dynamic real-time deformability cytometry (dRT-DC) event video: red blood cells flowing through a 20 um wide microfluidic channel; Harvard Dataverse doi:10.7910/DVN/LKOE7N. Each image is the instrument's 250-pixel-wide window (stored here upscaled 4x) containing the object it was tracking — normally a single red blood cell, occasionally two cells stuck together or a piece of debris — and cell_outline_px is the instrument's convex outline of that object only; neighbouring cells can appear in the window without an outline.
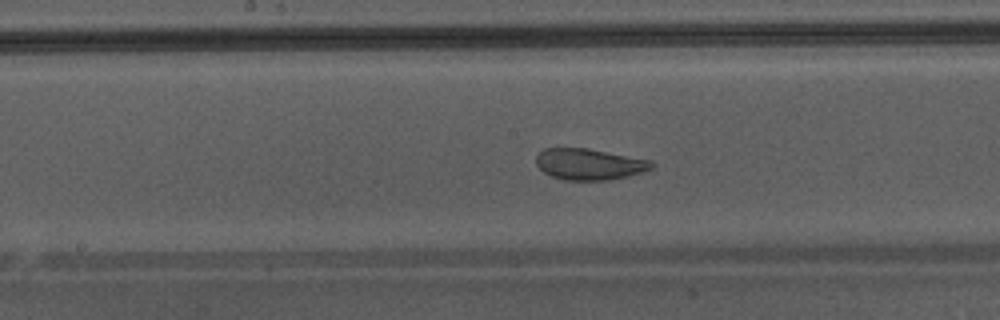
{"species": "Egyptian fruit bat (a non-hibernating species)", "species_latin": "Rousettus aegyptiacus", "temperature_condition": "warm", "stored_images_in_passage": 33, "camera_frame_rate_fps": 3000, "um_per_image_px": 0.085, "animal": {"sex": "male"}, "frame": {"image": 1, "passage_image": 23, "time_ms": 7.333, "image_size_px": [1000, 320], "cell_outline_px": [[656, 164], [652, 168], [628, 176], [608, 180], [564, 180], [552, 176], [544, 172], [536, 164], [536, 156], [544, 148], [588, 148], [652, 160]], "centroid_in_image_um": [50.1, 13.95], "position_along_channel_um": 198.1, "area_um2": 21.04}}
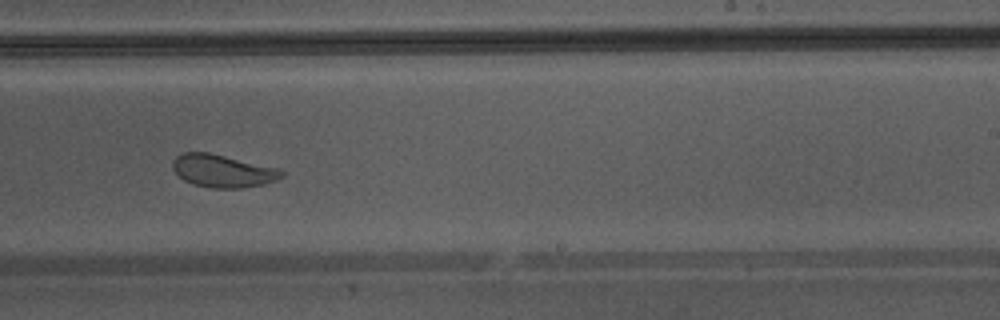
{"frame": {"image": 2, "passage_image": 28, "time_ms": 9.0, "image_size_px": [1000, 320], "cell_outline_px": [[284, 176], [276, 180], [264, 184], [244, 188], [212, 188], [192, 184], [184, 180], [172, 168], [172, 160], [176, 156], [184, 152], [208, 152], [280, 168], [284, 172]], "centroid_in_image_um": [18.95, 14.53], "position_along_channel_um": 270.1, "area_um2": 20.92}}